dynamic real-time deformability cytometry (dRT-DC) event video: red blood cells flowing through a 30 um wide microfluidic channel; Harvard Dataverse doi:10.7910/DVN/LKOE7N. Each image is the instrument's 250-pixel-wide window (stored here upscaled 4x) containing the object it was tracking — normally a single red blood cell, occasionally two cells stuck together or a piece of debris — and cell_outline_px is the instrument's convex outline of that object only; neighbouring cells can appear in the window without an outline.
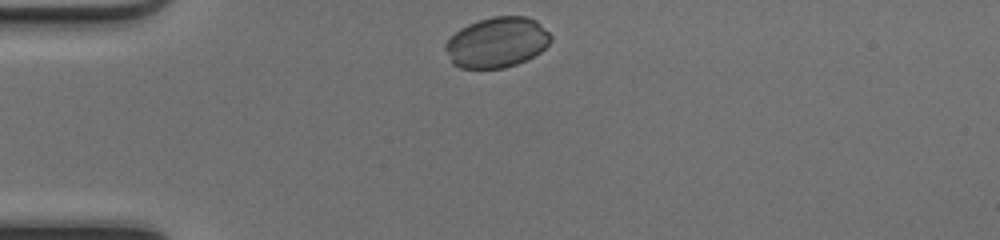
{"species": "common noctule bat (a hibernating species)", "species_latin": "Nyctalus noctula", "temperature_condition": "cold", "stored_images_in_passage": 32, "camera_frame_rate_fps": 3000, "um_per_image_px": 0.085, "animal": {"sex": "female", "body_mass_g": 17.0, "forearm_length_mm": 48.0}, "frame": {"image": 1, "passage_image": 1, "time_ms": 0.0, "image_size_px": [1000, 240], "cell_outline_px": [[552, 40], [540, 52], [516, 64], [504, 68], [460, 68], [452, 64], [444, 48], [444, 44], [460, 28], [468, 24], [492, 16], [528, 16], [536, 20], [552, 36]], "centroid_in_image_um": [42.23, 3.6], "position_along_channel_um": 42.8, "area_um2": 30.87}}
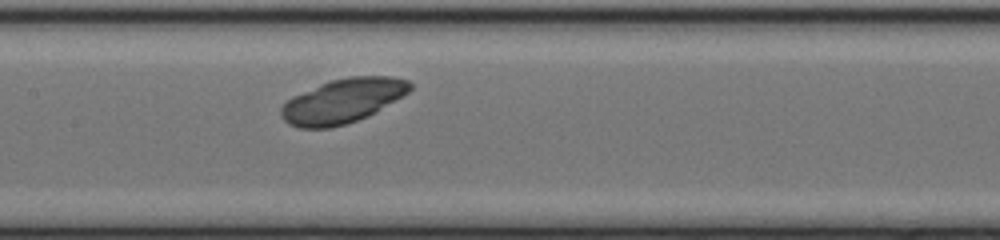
{"frame": {"image": 2, "passage_image": 13, "time_ms": 4.0, "image_size_px": [1000, 240], "cell_outline_px": [[412, 88], [408, 92], [376, 112], [368, 116], [344, 124], [328, 128], [300, 128], [288, 124], [280, 116], [280, 108], [292, 96], [320, 84], [332, 80], [348, 76], [392, 76], [408, 80], [412, 84]], "centroid_in_image_um": [29.12, 8.57], "position_along_channel_um": 178.3, "area_um2": 33.18}}
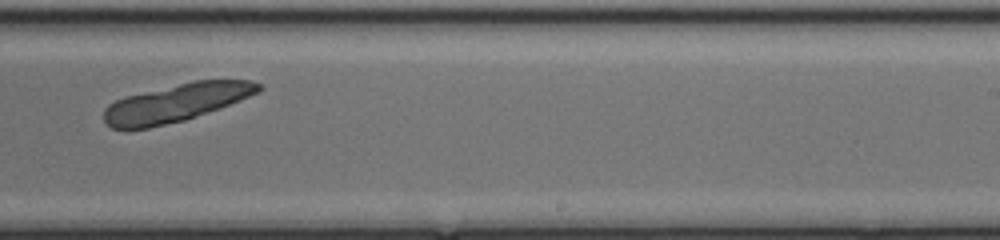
{"frame": {"image": 3, "passage_image": 20, "time_ms": 6.333, "image_size_px": [1000, 240], "cell_outline_px": [[264, 88], [260, 92], [228, 104], [184, 120], [148, 128], [128, 132], [112, 128], [104, 120], [104, 108], [108, 104], [116, 100], [128, 96], [192, 80], [252, 80], [264, 84]], "centroid_in_image_um": [14.95, 8.75], "position_along_channel_um": 274.0, "area_um2": 34.16}}